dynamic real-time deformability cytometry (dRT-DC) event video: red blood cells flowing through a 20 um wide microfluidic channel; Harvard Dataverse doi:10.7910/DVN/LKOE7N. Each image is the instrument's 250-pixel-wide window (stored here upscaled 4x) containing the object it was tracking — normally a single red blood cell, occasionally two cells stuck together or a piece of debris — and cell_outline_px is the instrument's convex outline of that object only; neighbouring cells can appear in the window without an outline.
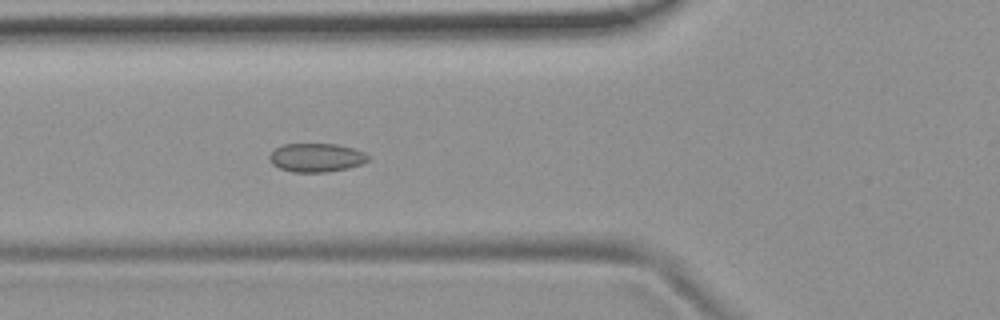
{"species": "common noctule bat (a hibernating species)", "species_latin": "Nyctalus noctula", "temperature_condition": "room temperature", "stored_images_in_passage": 54, "camera_frame_rate_fps": 3000, "um_per_image_px": 0.085, "animal": {"sex": "female", "body_mass_g": 19.9}, "frame": {"image": 1, "passage_image": 20, "time_ms": 6.333, "image_size_px": [1000, 320], "cell_outline_px": [[372, 156], [364, 164], [348, 168], [328, 172], [292, 172], [280, 168], [272, 164], [268, 160], [268, 156], [276, 148], [284, 144], [336, 144], [352, 148], [364, 152]], "centroid_in_image_um": [26.91, 13.4], "position_along_channel_um": 98.9, "area_um2": 16.65}}
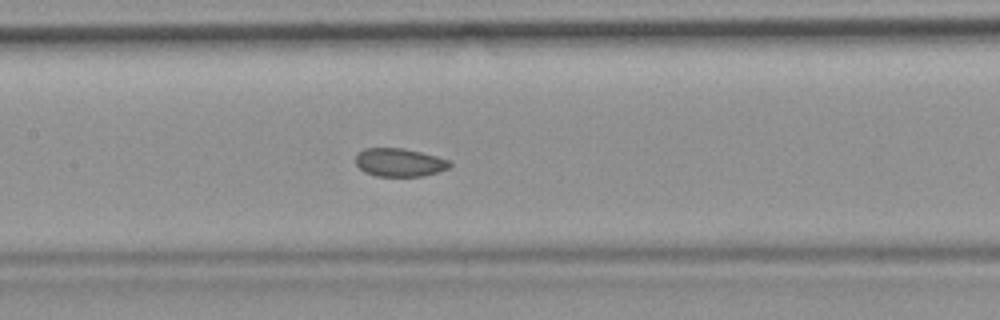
{"frame": {"image": 2, "passage_image": 26, "time_ms": 8.333, "image_size_px": [1000, 320], "cell_outline_px": [[452, 164], [448, 168], [424, 176], [376, 176], [364, 172], [356, 164], [356, 156], [364, 148], [404, 148], [436, 156], [448, 160]], "centroid_in_image_um": [33.94, 13.81], "position_along_channel_um": 173.5, "area_um2": 15.37}}
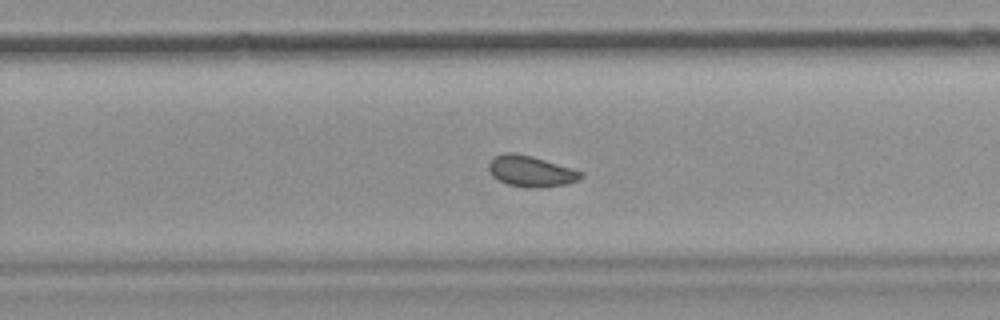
{"frame": {"image": 3, "passage_image": 35, "time_ms": 11.333, "image_size_px": [1000, 320], "cell_outline_px": [[584, 176], [568, 184], [532, 188], [528, 188], [508, 184], [492, 176], [488, 168], [488, 164], [496, 156], [508, 152], [512, 152], [532, 156], [572, 168], [584, 172]], "centroid_in_image_um": [45.15, 14.56], "position_along_channel_um": 284.7, "area_um2": 16.47}, "authors_computed_cell_mechanics": {"area_um2": 16.7042, "velocity_mm_per_s": 3.723, "shape_relaxation_time_tau1_ms": null, "shape_relaxation_time_tau2_ms": 3.2303, "deformation_change_tau1": null, "deformation_change_tau2": 0.0586}}